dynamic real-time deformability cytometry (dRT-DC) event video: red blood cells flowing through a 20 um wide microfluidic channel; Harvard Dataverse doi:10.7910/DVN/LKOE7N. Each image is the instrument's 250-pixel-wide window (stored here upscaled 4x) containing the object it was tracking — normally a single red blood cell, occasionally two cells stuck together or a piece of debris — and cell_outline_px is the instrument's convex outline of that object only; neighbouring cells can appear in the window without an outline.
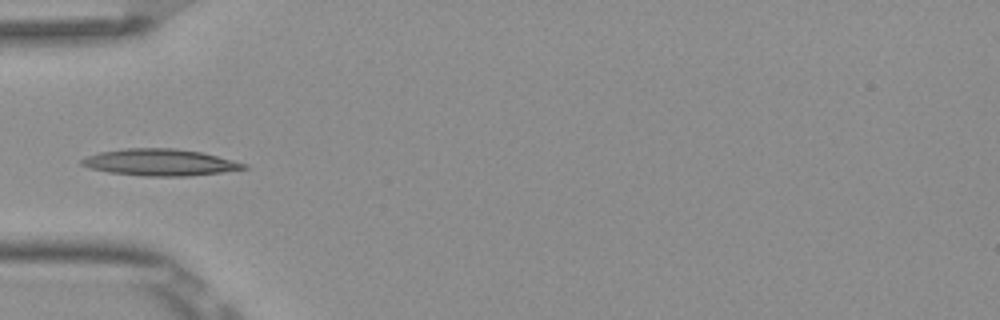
{"species": "Egyptian fruit bat (a non-hibernating species)", "species_latin": "Rousettus aegyptiacus", "temperature_condition": "room temperature", "stored_images_in_passage": 6, "camera_frame_rate_fps": 3000, "um_per_image_px": 0.085, "frame": {"image": 1, "passage_image": 6, "time_ms": 1.667, "image_size_px": [1000, 320], "cell_outline_px": [[248, 168], [220, 172], [188, 176], [144, 176], [108, 172], [92, 168], [80, 164], [80, 160], [88, 156], [100, 152], [124, 148], [176, 148], [200, 152], [248, 164]], "centroid_in_image_um": [13.59, 13.8], "position_along_channel_um": 71.4, "area_um2": 24.97}}